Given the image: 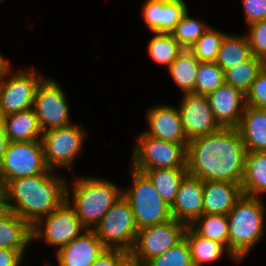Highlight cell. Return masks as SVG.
<instances>
[{
    "instance_id": "cell-5",
    "label": "cell",
    "mask_w": 266,
    "mask_h": 266,
    "mask_svg": "<svg viewBox=\"0 0 266 266\" xmlns=\"http://www.w3.org/2000/svg\"><path fill=\"white\" fill-rule=\"evenodd\" d=\"M130 168L133 184L127 191H123V197L131 206L137 228L163 224L173 219L170 206L150 180L143 173Z\"/></svg>"
},
{
    "instance_id": "cell-11",
    "label": "cell",
    "mask_w": 266,
    "mask_h": 266,
    "mask_svg": "<svg viewBox=\"0 0 266 266\" xmlns=\"http://www.w3.org/2000/svg\"><path fill=\"white\" fill-rule=\"evenodd\" d=\"M85 135L86 132L80 126L73 124L43 132L41 142L49 169L54 171L55 167L71 169L74 158L80 155Z\"/></svg>"
},
{
    "instance_id": "cell-13",
    "label": "cell",
    "mask_w": 266,
    "mask_h": 266,
    "mask_svg": "<svg viewBox=\"0 0 266 266\" xmlns=\"http://www.w3.org/2000/svg\"><path fill=\"white\" fill-rule=\"evenodd\" d=\"M0 83V117L33 108L36 89L43 79L34 69L13 73Z\"/></svg>"
},
{
    "instance_id": "cell-36",
    "label": "cell",
    "mask_w": 266,
    "mask_h": 266,
    "mask_svg": "<svg viewBox=\"0 0 266 266\" xmlns=\"http://www.w3.org/2000/svg\"><path fill=\"white\" fill-rule=\"evenodd\" d=\"M248 30L251 53L258 58L266 51V19L249 24Z\"/></svg>"
},
{
    "instance_id": "cell-4",
    "label": "cell",
    "mask_w": 266,
    "mask_h": 266,
    "mask_svg": "<svg viewBox=\"0 0 266 266\" xmlns=\"http://www.w3.org/2000/svg\"><path fill=\"white\" fill-rule=\"evenodd\" d=\"M265 211L260 197L243 195L228 213V250L238 262L263 236Z\"/></svg>"
},
{
    "instance_id": "cell-14",
    "label": "cell",
    "mask_w": 266,
    "mask_h": 266,
    "mask_svg": "<svg viewBox=\"0 0 266 266\" xmlns=\"http://www.w3.org/2000/svg\"><path fill=\"white\" fill-rule=\"evenodd\" d=\"M179 106L182 125L187 139L212 134L221 129L216 122L207 96L184 93Z\"/></svg>"
},
{
    "instance_id": "cell-15",
    "label": "cell",
    "mask_w": 266,
    "mask_h": 266,
    "mask_svg": "<svg viewBox=\"0 0 266 266\" xmlns=\"http://www.w3.org/2000/svg\"><path fill=\"white\" fill-rule=\"evenodd\" d=\"M216 122L221 128H237L246 108V94L223 84L207 95Z\"/></svg>"
},
{
    "instance_id": "cell-17",
    "label": "cell",
    "mask_w": 266,
    "mask_h": 266,
    "mask_svg": "<svg viewBox=\"0 0 266 266\" xmlns=\"http://www.w3.org/2000/svg\"><path fill=\"white\" fill-rule=\"evenodd\" d=\"M204 181L187 175L170 207L172 218L190 226L203 215Z\"/></svg>"
},
{
    "instance_id": "cell-25",
    "label": "cell",
    "mask_w": 266,
    "mask_h": 266,
    "mask_svg": "<svg viewBox=\"0 0 266 266\" xmlns=\"http://www.w3.org/2000/svg\"><path fill=\"white\" fill-rule=\"evenodd\" d=\"M139 172L150 180L158 194L170 207L183 179L188 175L187 168H165Z\"/></svg>"
},
{
    "instance_id": "cell-22",
    "label": "cell",
    "mask_w": 266,
    "mask_h": 266,
    "mask_svg": "<svg viewBox=\"0 0 266 266\" xmlns=\"http://www.w3.org/2000/svg\"><path fill=\"white\" fill-rule=\"evenodd\" d=\"M9 142L41 140L42 130L34 109L11 113L2 117Z\"/></svg>"
},
{
    "instance_id": "cell-18",
    "label": "cell",
    "mask_w": 266,
    "mask_h": 266,
    "mask_svg": "<svg viewBox=\"0 0 266 266\" xmlns=\"http://www.w3.org/2000/svg\"><path fill=\"white\" fill-rule=\"evenodd\" d=\"M142 9L146 27L156 33H171L188 11L185 0H146Z\"/></svg>"
},
{
    "instance_id": "cell-41",
    "label": "cell",
    "mask_w": 266,
    "mask_h": 266,
    "mask_svg": "<svg viewBox=\"0 0 266 266\" xmlns=\"http://www.w3.org/2000/svg\"><path fill=\"white\" fill-rule=\"evenodd\" d=\"M116 266H146L132 251H126L119 259Z\"/></svg>"
},
{
    "instance_id": "cell-27",
    "label": "cell",
    "mask_w": 266,
    "mask_h": 266,
    "mask_svg": "<svg viewBox=\"0 0 266 266\" xmlns=\"http://www.w3.org/2000/svg\"><path fill=\"white\" fill-rule=\"evenodd\" d=\"M184 238L188 242L194 266L217 260L222 257L224 251L234 261H238L223 244L198 235L190 226L187 227Z\"/></svg>"
},
{
    "instance_id": "cell-26",
    "label": "cell",
    "mask_w": 266,
    "mask_h": 266,
    "mask_svg": "<svg viewBox=\"0 0 266 266\" xmlns=\"http://www.w3.org/2000/svg\"><path fill=\"white\" fill-rule=\"evenodd\" d=\"M251 56L252 53L246 34H243V36L225 34L215 62L223 71H226L248 60Z\"/></svg>"
},
{
    "instance_id": "cell-44",
    "label": "cell",
    "mask_w": 266,
    "mask_h": 266,
    "mask_svg": "<svg viewBox=\"0 0 266 266\" xmlns=\"http://www.w3.org/2000/svg\"><path fill=\"white\" fill-rule=\"evenodd\" d=\"M9 68V62L6 61V59H4V57L0 53V83L4 80L6 75H8V77L11 75L9 74Z\"/></svg>"
},
{
    "instance_id": "cell-29",
    "label": "cell",
    "mask_w": 266,
    "mask_h": 266,
    "mask_svg": "<svg viewBox=\"0 0 266 266\" xmlns=\"http://www.w3.org/2000/svg\"><path fill=\"white\" fill-rule=\"evenodd\" d=\"M260 72L259 58L252 55L248 60L224 71V81L246 94Z\"/></svg>"
},
{
    "instance_id": "cell-30",
    "label": "cell",
    "mask_w": 266,
    "mask_h": 266,
    "mask_svg": "<svg viewBox=\"0 0 266 266\" xmlns=\"http://www.w3.org/2000/svg\"><path fill=\"white\" fill-rule=\"evenodd\" d=\"M190 227L200 236L217 241L228 249L227 215L203 214Z\"/></svg>"
},
{
    "instance_id": "cell-35",
    "label": "cell",
    "mask_w": 266,
    "mask_h": 266,
    "mask_svg": "<svg viewBox=\"0 0 266 266\" xmlns=\"http://www.w3.org/2000/svg\"><path fill=\"white\" fill-rule=\"evenodd\" d=\"M146 266H194L187 240L184 238L165 253L151 258Z\"/></svg>"
},
{
    "instance_id": "cell-20",
    "label": "cell",
    "mask_w": 266,
    "mask_h": 266,
    "mask_svg": "<svg viewBox=\"0 0 266 266\" xmlns=\"http://www.w3.org/2000/svg\"><path fill=\"white\" fill-rule=\"evenodd\" d=\"M243 196L241 184L226 181H204L203 214L228 215Z\"/></svg>"
},
{
    "instance_id": "cell-10",
    "label": "cell",
    "mask_w": 266,
    "mask_h": 266,
    "mask_svg": "<svg viewBox=\"0 0 266 266\" xmlns=\"http://www.w3.org/2000/svg\"><path fill=\"white\" fill-rule=\"evenodd\" d=\"M33 109L42 132L71 125L69 104L59 83L51 78H43L39 83Z\"/></svg>"
},
{
    "instance_id": "cell-8",
    "label": "cell",
    "mask_w": 266,
    "mask_h": 266,
    "mask_svg": "<svg viewBox=\"0 0 266 266\" xmlns=\"http://www.w3.org/2000/svg\"><path fill=\"white\" fill-rule=\"evenodd\" d=\"M106 248L131 251L138 228L129 202L122 196L93 229Z\"/></svg>"
},
{
    "instance_id": "cell-45",
    "label": "cell",
    "mask_w": 266,
    "mask_h": 266,
    "mask_svg": "<svg viewBox=\"0 0 266 266\" xmlns=\"http://www.w3.org/2000/svg\"><path fill=\"white\" fill-rule=\"evenodd\" d=\"M258 58H259L261 71L266 72V51L262 53Z\"/></svg>"
},
{
    "instance_id": "cell-33",
    "label": "cell",
    "mask_w": 266,
    "mask_h": 266,
    "mask_svg": "<svg viewBox=\"0 0 266 266\" xmlns=\"http://www.w3.org/2000/svg\"><path fill=\"white\" fill-rule=\"evenodd\" d=\"M225 33L209 28L188 50L200 62H215Z\"/></svg>"
},
{
    "instance_id": "cell-2",
    "label": "cell",
    "mask_w": 266,
    "mask_h": 266,
    "mask_svg": "<svg viewBox=\"0 0 266 266\" xmlns=\"http://www.w3.org/2000/svg\"><path fill=\"white\" fill-rule=\"evenodd\" d=\"M52 171L18 178L3 187L10 211L31 226L66 201V180L56 177Z\"/></svg>"
},
{
    "instance_id": "cell-39",
    "label": "cell",
    "mask_w": 266,
    "mask_h": 266,
    "mask_svg": "<svg viewBox=\"0 0 266 266\" xmlns=\"http://www.w3.org/2000/svg\"><path fill=\"white\" fill-rule=\"evenodd\" d=\"M126 251L118 248H106L91 266H116L118 259Z\"/></svg>"
},
{
    "instance_id": "cell-21",
    "label": "cell",
    "mask_w": 266,
    "mask_h": 266,
    "mask_svg": "<svg viewBox=\"0 0 266 266\" xmlns=\"http://www.w3.org/2000/svg\"><path fill=\"white\" fill-rule=\"evenodd\" d=\"M236 129L247 152L266 151V109L246 106Z\"/></svg>"
},
{
    "instance_id": "cell-19",
    "label": "cell",
    "mask_w": 266,
    "mask_h": 266,
    "mask_svg": "<svg viewBox=\"0 0 266 266\" xmlns=\"http://www.w3.org/2000/svg\"><path fill=\"white\" fill-rule=\"evenodd\" d=\"M105 249L96 233L87 229L79 237L56 250V255L59 266H91Z\"/></svg>"
},
{
    "instance_id": "cell-38",
    "label": "cell",
    "mask_w": 266,
    "mask_h": 266,
    "mask_svg": "<svg viewBox=\"0 0 266 266\" xmlns=\"http://www.w3.org/2000/svg\"><path fill=\"white\" fill-rule=\"evenodd\" d=\"M246 24L266 19V0H242Z\"/></svg>"
},
{
    "instance_id": "cell-16",
    "label": "cell",
    "mask_w": 266,
    "mask_h": 266,
    "mask_svg": "<svg viewBox=\"0 0 266 266\" xmlns=\"http://www.w3.org/2000/svg\"><path fill=\"white\" fill-rule=\"evenodd\" d=\"M146 116L149 128L143 132L145 135L176 144H188L178 108L154 106Z\"/></svg>"
},
{
    "instance_id": "cell-31",
    "label": "cell",
    "mask_w": 266,
    "mask_h": 266,
    "mask_svg": "<svg viewBox=\"0 0 266 266\" xmlns=\"http://www.w3.org/2000/svg\"><path fill=\"white\" fill-rule=\"evenodd\" d=\"M148 44L150 57L158 64L169 66L176 60L177 56L184 50L171 33H156Z\"/></svg>"
},
{
    "instance_id": "cell-9",
    "label": "cell",
    "mask_w": 266,
    "mask_h": 266,
    "mask_svg": "<svg viewBox=\"0 0 266 266\" xmlns=\"http://www.w3.org/2000/svg\"><path fill=\"white\" fill-rule=\"evenodd\" d=\"M86 230L75 210L65 201L32 226V240L45 239L44 242L59 250Z\"/></svg>"
},
{
    "instance_id": "cell-43",
    "label": "cell",
    "mask_w": 266,
    "mask_h": 266,
    "mask_svg": "<svg viewBox=\"0 0 266 266\" xmlns=\"http://www.w3.org/2000/svg\"><path fill=\"white\" fill-rule=\"evenodd\" d=\"M10 207L7 200V194L3 187L0 188V219L10 213Z\"/></svg>"
},
{
    "instance_id": "cell-32",
    "label": "cell",
    "mask_w": 266,
    "mask_h": 266,
    "mask_svg": "<svg viewBox=\"0 0 266 266\" xmlns=\"http://www.w3.org/2000/svg\"><path fill=\"white\" fill-rule=\"evenodd\" d=\"M225 83L224 71L216 62H200L195 81V93L207 96Z\"/></svg>"
},
{
    "instance_id": "cell-3",
    "label": "cell",
    "mask_w": 266,
    "mask_h": 266,
    "mask_svg": "<svg viewBox=\"0 0 266 266\" xmlns=\"http://www.w3.org/2000/svg\"><path fill=\"white\" fill-rule=\"evenodd\" d=\"M116 185L101 178L79 177L73 184L72 195H69L70 188L66 187V201L75 210L86 229L93 230L123 196V191Z\"/></svg>"
},
{
    "instance_id": "cell-7",
    "label": "cell",
    "mask_w": 266,
    "mask_h": 266,
    "mask_svg": "<svg viewBox=\"0 0 266 266\" xmlns=\"http://www.w3.org/2000/svg\"><path fill=\"white\" fill-rule=\"evenodd\" d=\"M49 170L41 140L29 142H9L0 163V184L39 175Z\"/></svg>"
},
{
    "instance_id": "cell-34",
    "label": "cell",
    "mask_w": 266,
    "mask_h": 266,
    "mask_svg": "<svg viewBox=\"0 0 266 266\" xmlns=\"http://www.w3.org/2000/svg\"><path fill=\"white\" fill-rule=\"evenodd\" d=\"M209 28L202 21L195 20L192 17L190 18L187 11L171 34L184 49H188Z\"/></svg>"
},
{
    "instance_id": "cell-1",
    "label": "cell",
    "mask_w": 266,
    "mask_h": 266,
    "mask_svg": "<svg viewBox=\"0 0 266 266\" xmlns=\"http://www.w3.org/2000/svg\"><path fill=\"white\" fill-rule=\"evenodd\" d=\"M247 149L236 128H221L187 145L188 175L242 184Z\"/></svg>"
},
{
    "instance_id": "cell-6",
    "label": "cell",
    "mask_w": 266,
    "mask_h": 266,
    "mask_svg": "<svg viewBox=\"0 0 266 266\" xmlns=\"http://www.w3.org/2000/svg\"><path fill=\"white\" fill-rule=\"evenodd\" d=\"M131 167L136 171L165 168H187V145L147 136L136 139Z\"/></svg>"
},
{
    "instance_id": "cell-37",
    "label": "cell",
    "mask_w": 266,
    "mask_h": 266,
    "mask_svg": "<svg viewBox=\"0 0 266 266\" xmlns=\"http://www.w3.org/2000/svg\"><path fill=\"white\" fill-rule=\"evenodd\" d=\"M246 106L266 109V72H260L246 93Z\"/></svg>"
},
{
    "instance_id": "cell-12",
    "label": "cell",
    "mask_w": 266,
    "mask_h": 266,
    "mask_svg": "<svg viewBox=\"0 0 266 266\" xmlns=\"http://www.w3.org/2000/svg\"><path fill=\"white\" fill-rule=\"evenodd\" d=\"M187 227L186 224L171 219L163 224L138 229L131 251L146 263L181 242L185 237Z\"/></svg>"
},
{
    "instance_id": "cell-28",
    "label": "cell",
    "mask_w": 266,
    "mask_h": 266,
    "mask_svg": "<svg viewBox=\"0 0 266 266\" xmlns=\"http://www.w3.org/2000/svg\"><path fill=\"white\" fill-rule=\"evenodd\" d=\"M199 63L200 61L188 49H184L169 66L171 77L184 93H195Z\"/></svg>"
},
{
    "instance_id": "cell-24",
    "label": "cell",
    "mask_w": 266,
    "mask_h": 266,
    "mask_svg": "<svg viewBox=\"0 0 266 266\" xmlns=\"http://www.w3.org/2000/svg\"><path fill=\"white\" fill-rule=\"evenodd\" d=\"M241 189L243 195L257 198L266 192V151L247 152Z\"/></svg>"
},
{
    "instance_id": "cell-40",
    "label": "cell",
    "mask_w": 266,
    "mask_h": 266,
    "mask_svg": "<svg viewBox=\"0 0 266 266\" xmlns=\"http://www.w3.org/2000/svg\"><path fill=\"white\" fill-rule=\"evenodd\" d=\"M25 252L26 251L0 248V266H19Z\"/></svg>"
},
{
    "instance_id": "cell-23",
    "label": "cell",
    "mask_w": 266,
    "mask_h": 266,
    "mask_svg": "<svg viewBox=\"0 0 266 266\" xmlns=\"http://www.w3.org/2000/svg\"><path fill=\"white\" fill-rule=\"evenodd\" d=\"M32 226L14 212L0 219V248L26 251L32 242Z\"/></svg>"
},
{
    "instance_id": "cell-42",
    "label": "cell",
    "mask_w": 266,
    "mask_h": 266,
    "mask_svg": "<svg viewBox=\"0 0 266 266\" xmlns=\"http://www.w3.org/2000/svg\"><path fill=\"white\" fill-rule=\"evenodd\" d=\"M9 144V140L5 133V127L2 118L0 117V163L3 160L5 150Z\"/></svg>"
}]
</instances>
